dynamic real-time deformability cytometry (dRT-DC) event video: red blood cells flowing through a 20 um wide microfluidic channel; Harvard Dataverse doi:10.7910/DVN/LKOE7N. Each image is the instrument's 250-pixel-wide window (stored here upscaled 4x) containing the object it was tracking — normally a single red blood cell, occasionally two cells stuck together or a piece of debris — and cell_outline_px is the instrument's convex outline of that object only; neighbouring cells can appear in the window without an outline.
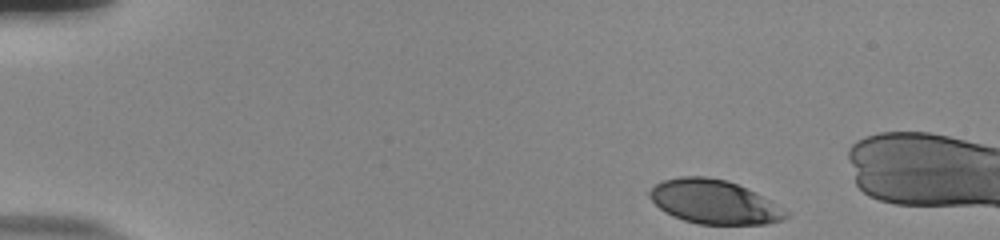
{"species": "human", "species_latin": "Homo sapiens", "temperature_condition": "room temperature", "stored_images_in_passage": 49, "camera_frame_rate_fps": 3000, "um_per_image_px": 0.085, "donor": {"sex": "male"}, "frame": {"image": 1, "passage_image": 1, "time_ms": 0.0, "image_size_px": [1000, 240], "cell_outline_px": [[788, 216], [784, 220], [764, 224], [700, 224], [684, 220], [672, 216], [664, 212], [648, 196], [648, 192], [656, 184], [664, 180], [680, 176], [704, 176], [728, 180], [768, 200], [788, 212]], "centroid_in_image_um": [60.65, 17.16], "position_along_channel_um": 24.3, "area_um2": 34.45}}
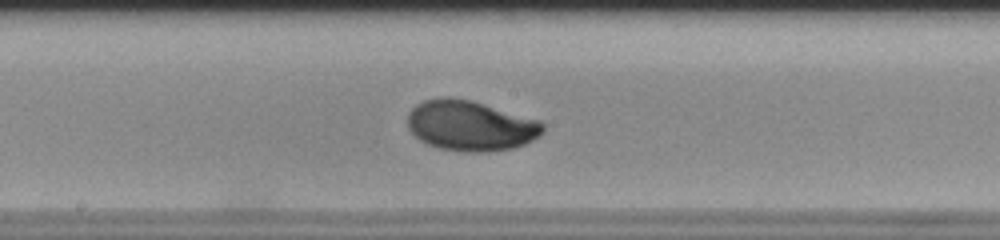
{"frame": {"image": 2, "passage_image": 24, "time_ms": 7.667, "image_size_px": [1000, 240], "cell_outline_px": [[544, 132], [540, 136], [524, 144], [512, 148], [488, 152], [468, 152], [440, 148], [428, 144], [420, 140], [408, 128], [408, 112], [416, 104], [424, 100], [440, 96], [448, 96], [468, 100], [540, 120], [544, 124]], "centroid_in_image_um": [39.99, 10.68], "position_along_channel_um": 208.2, "area_um2": 39.59}}
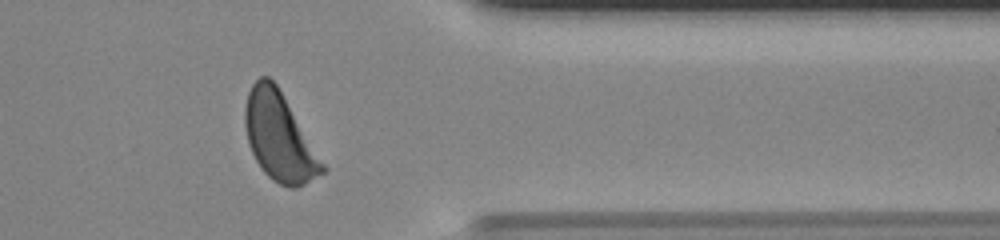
{"frame": {"image": 3, "passage_image": 39, "time_ms": 12.667, "image_size_px": [1000, 240], "cell_outline_px": [[328, 168], [324, 172], [304, 184], [296, 188], [292, 188], [280, 184], [272, 180], [260, 168], [248, 144], [244, 124], [244, 108], [248, 92], [252, 84], [260, 76], [268, 76], [276, 84]], "centroid_in_image_um": [23.73, 11.65], "position_along_channel_um": 387.7, "area_um2": 39.54}}